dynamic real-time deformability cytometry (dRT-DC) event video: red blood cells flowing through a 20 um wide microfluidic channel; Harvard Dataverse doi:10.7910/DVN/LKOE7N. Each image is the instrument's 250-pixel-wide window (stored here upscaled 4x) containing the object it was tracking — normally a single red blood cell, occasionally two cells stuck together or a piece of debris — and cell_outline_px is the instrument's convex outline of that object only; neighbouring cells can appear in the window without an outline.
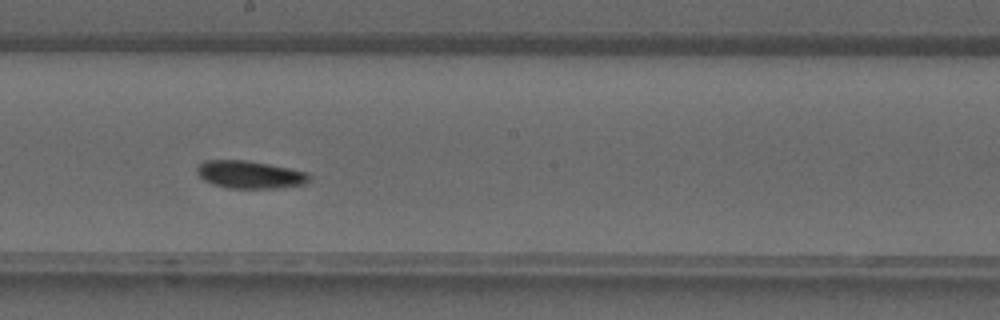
{"species": "common noctule bat (a hibernating species)", "species_latin": "Nyctalus noctula", "temperature_condition": "warm", "stored_images_in_passage": 22, "camera_frame_rate_fps": 3000, "um_per_image_px": 0.085, "animal": {"sex": "male", "forearm_length_mm": 52.5}, "frame": {"image": 1, "passage_image": 13, "time_ms": 4.0, "image_size_px": [1000, 320], "cell_outline_px": [[308, 180], [304, 184], [276, 188], [228, 188], [212, 184], [204, 180], [196, 172], [196, 168], [204, 160], [244, 160], [268, 164], [308, 172]], "centroid_in_image_um": [21.19, 14.84], "position_along_channel_um": 227.0, "area_um2": 17.92}}
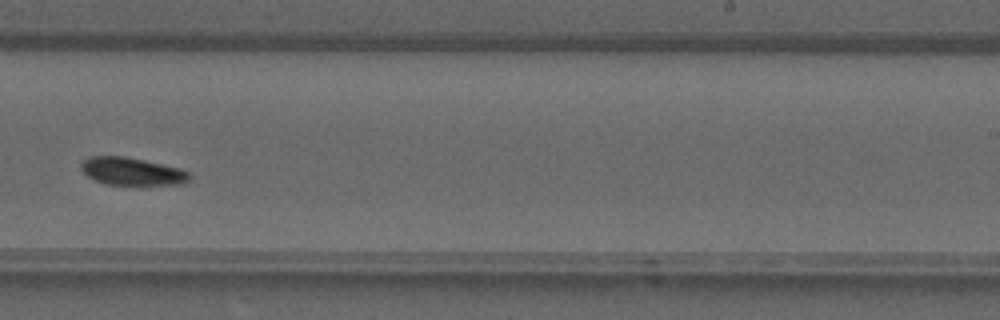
{"frame": {"image": 2, "passage_image": 16, "time_ms": 5.0, "image_size_px": [1000, 320], "cell_outline_px": [[192, 176], [184, 184], [104, 184], [88, 176], [84, 172], [80, 164], [88, 156], [124, 156], [144, 160], [180, 168], [188, 172]], "centroid_in_image_um": [11.22, 14.56], "position_along_channel_um": 277.8, "area_um2": 17.28}}